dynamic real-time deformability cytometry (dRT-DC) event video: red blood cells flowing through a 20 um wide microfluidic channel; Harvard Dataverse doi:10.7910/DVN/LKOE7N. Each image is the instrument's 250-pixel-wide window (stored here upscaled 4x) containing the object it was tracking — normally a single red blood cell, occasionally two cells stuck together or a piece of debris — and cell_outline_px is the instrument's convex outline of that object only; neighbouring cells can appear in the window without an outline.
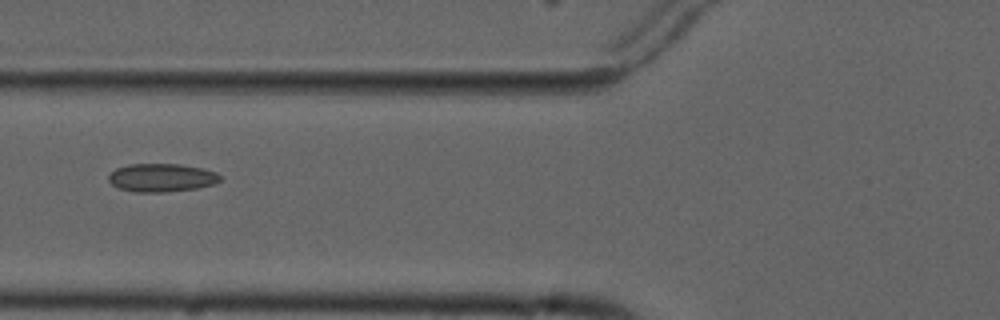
{"species": "common noctule bat (a hibernating species)", "species_latin": "Nyctalus noctula", "temperature_condition": "cold", "stored_images_in_passage": 8, "camera_frame_rate_fps": 3000, "um_per_image_px": 0.085, "animal": {"sex": "male", "forearm_length_mm": 52.5}, "frame": {"image": 1, "passage_image": 6, "time_ms": 6.0, "image_size_px": [1000, 320], "cell_outline_px": [[220, 180], [216, 184], [196, 188], [168, 192], [136, 192], [120, 188], [112, 184], [108, 180], [108, 176], [116, 168], [128, 164], [180, 164], [200, 168], [216, 172], [220, 176]], "centroid_in_image_um": [13.74, 15.1], "position_along_channel_um": 112.1, "area_um2": 18.32}}
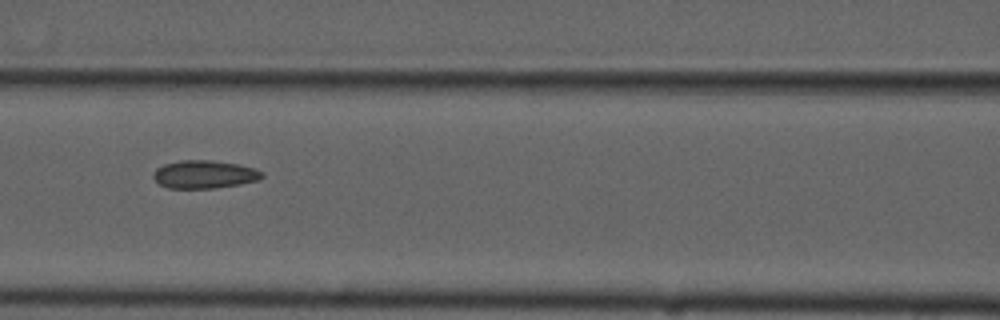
{"frame": {"image": 2, "passage_image": 7, "time_ms": 7.0, "image_size_px": [1000, 320], "cell_outline_px": [[264, 176], [260, 180], [240, 184], [216, 188], [168, 188], [160, 184], [152, 176], [156, 168], [164, 164], [180, 160], [212, 160], [236, 164], [256, 168], [264, 172]], "centroid_in_image_um": [17.4, 14.82], "position_along_channel_um": 149.2, "area_um2": 17.86}}
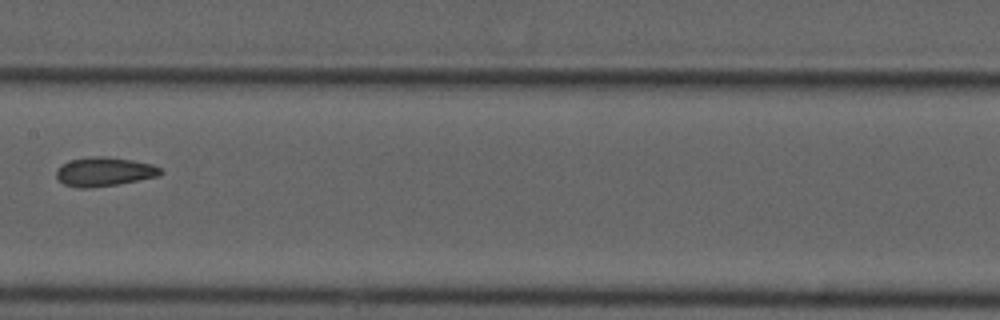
{"frame": {"image": 3, "passage_image": 8, "time_ms": 8.333, "image_size_px": [1000, 320], "cell_outline_px": [[164, 172], [160, 176], [116, 184], [92, 188], [76, 188], [64, 184], [56, 176], [56, 168], [60, 164], [68, 160], [92, 156], [104, 156], [132, 160], [152, 164], [160, 168]], "centroid_in_image_um": [8.83, 14.59], "position_along_channel_um": 198.6, "area_um2": 17.8}}